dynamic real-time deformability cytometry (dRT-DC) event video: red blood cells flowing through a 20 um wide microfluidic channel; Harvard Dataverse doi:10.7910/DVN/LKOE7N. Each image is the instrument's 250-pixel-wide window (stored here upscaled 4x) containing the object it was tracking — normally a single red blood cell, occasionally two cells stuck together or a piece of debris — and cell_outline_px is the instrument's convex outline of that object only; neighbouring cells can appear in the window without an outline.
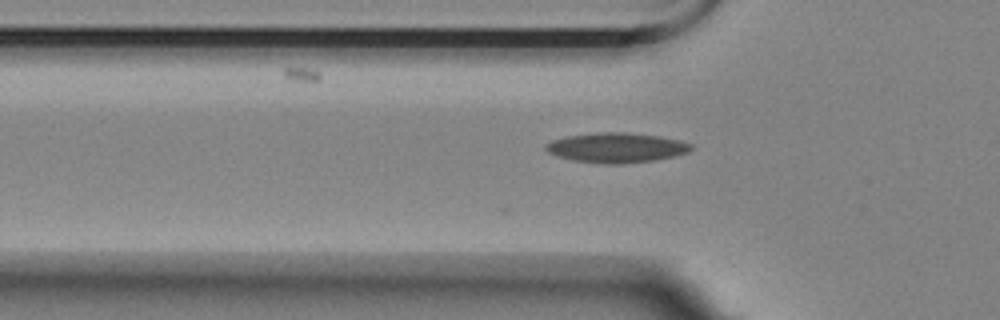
{"species": "Egyptian fruit bat (a non-hibernating species)", "species_latin": "Rousettus aegyptiacus", "temperature_condition": "room temperature", "stored_images_in_passage": 31, "camera_frame_rate_fps": 3000, "um_per_image_px": 0.085, "animal": {"sex": "female"}, "frame": {"image": 1, "passage_image": 3, "time_ms": 0.667, "image_size_px": [1000, 320], "cell_outline_px": [[692, 148], [688, 152], [656, 160], [620, 164], [600, 164], [572, 160], [556, 156], [548, 152], [544, 148], [552, 140], [568, 136], [600, 132], [624, 132], [660, 136], [680, 140], [692, 144]], "centroid_in_image_um": [52.39, 12.56], "position_along_channel_um": 73.4, "area_um2": 25.26}}
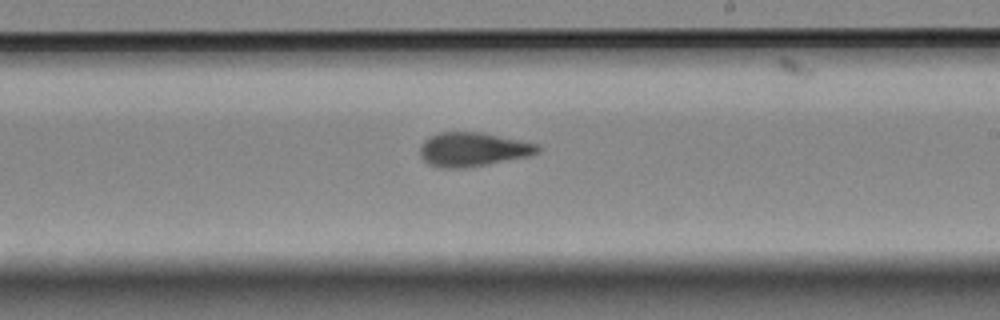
{"frame": {"image": 2, "passage_image": 18, "time_ms": 5.667, "image_size_px": [1000, 320], "cell_outline_px": [[544, 148], [528, 156], [464, 168], [440, 168], [428, 164], [420, 156], [420, 144], [428, 136], [436, 132], [484, 132], [540, 144]], "centroid_in_image_um": [40.18, 12.68], "position_along_channel_um": 248.8, "area_um2": 23.58}}
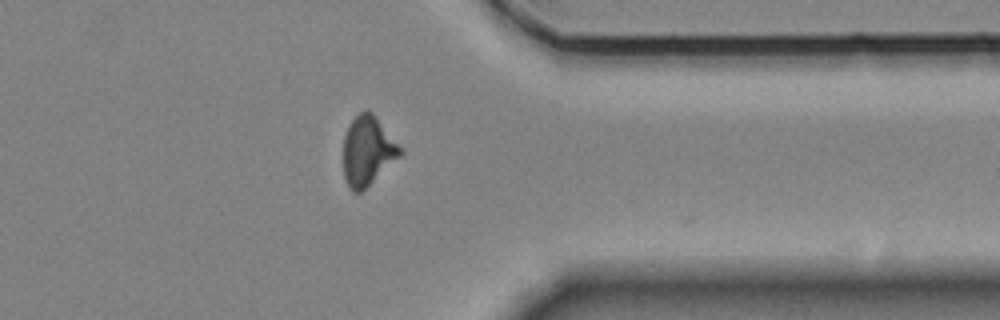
{"frame": {"image": 3, "passage_image": 30, "time_ms": 9.667, "image_size_px": [1000, 320], "cell_outline_px": [[404, 152], [400, 156], [360, 192], [352, 192], [348, 188], [344, 176], [344, 136], [348, 124], [364, 108], [368, 108], [372, 112]], "centroid_in_image_um": [31.22, 12.8], "position_along_channel_um": 380.2, "area_um2": 22.6}, "authors_computed_cell_mechanics": {"area_um2": 22.6576, "velocity_mm_per_s": 3.4902, "shape_relaxation_time_tau1_ms": null, "shape_relaxation_time_tau2_ms": 3.1586, "deformation_change_tau1": null, "deformation_change_tau2": 0.0729}}